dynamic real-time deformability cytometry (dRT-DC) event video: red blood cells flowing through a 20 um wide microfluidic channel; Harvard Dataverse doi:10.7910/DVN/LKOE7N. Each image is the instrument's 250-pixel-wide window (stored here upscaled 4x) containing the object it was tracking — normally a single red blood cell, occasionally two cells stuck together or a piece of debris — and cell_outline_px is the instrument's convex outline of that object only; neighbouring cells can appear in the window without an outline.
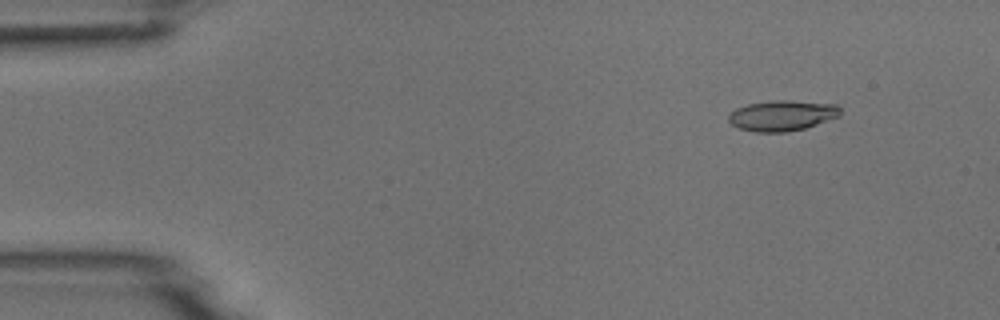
{"species": "common noctule bat (a hibernating species)", "species_latin": "Nyctalus noctula", "temperature_condition": "room temperature", "stored_images_in_passage": 4, "camera_frame_rate_fps": 3000, "um_per_image_px": 0.085, "animal": {"sex": "male", "body_mass_g": 18.8}, "frame": {"image": 1, "passage_image": 2, "time_ms": 1.333, "image_size_px": [1000, 320], "cell_outline_px": [[840, 116], [804, 128], [788, 132], [756, 132], [740, 128], [732, 124], [728, 120], [728, 116], [736, 108], [748, 104], [776, 100], [788, 100], [836, 104], [840, 108]], "centroid_in_image_um": [66.49, 9.82], "position_along_channel_um": 18.5, "area_um2": 19.71}}
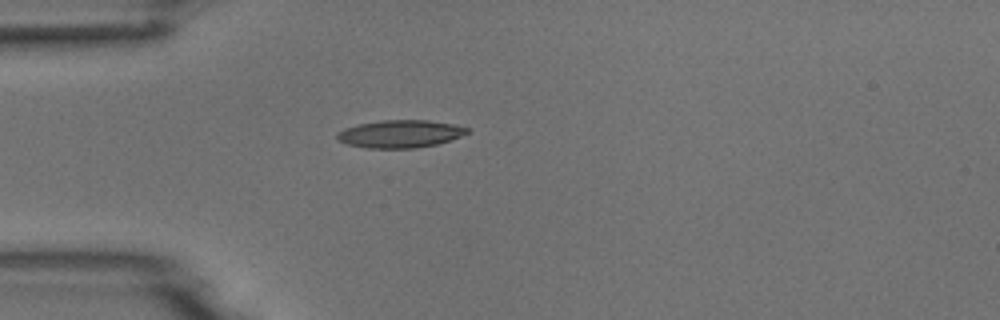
{"frame": {"image": 2, "passage_image": 4, "time_ms": 4.333, "image_size_px": [1000, 320], "cell_outline_px": [[468, 132], [460, 136], [436, 144], [416, 148], [368, 148], [348, 144], [340, 140], [336, 136], [344, 128], [360, 124], [384, 120], [428, 120], [452, 124], [468, 128]], "centroid_in_image_um": [34.02, 11.38], "position_along_channel_um": 51.0, "area_um2": 20.52}}